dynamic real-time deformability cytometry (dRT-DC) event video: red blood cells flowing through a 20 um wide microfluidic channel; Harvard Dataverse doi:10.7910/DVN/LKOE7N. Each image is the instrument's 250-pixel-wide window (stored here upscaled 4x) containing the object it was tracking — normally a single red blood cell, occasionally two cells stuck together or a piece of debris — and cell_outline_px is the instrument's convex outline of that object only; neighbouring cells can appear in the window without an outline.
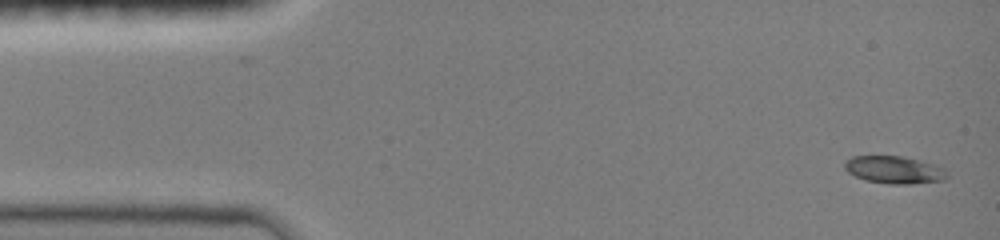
{"species": "common noctule bat (a hibernating species)", "species_latin": "Nyctalus noctula", "temperature_condition": "room temperature", "stored_images_in_passage": 47, "camera_frame_rate_fps": 3000, "um_per_image_px": 0.085, "animal": {"sex": "female", "body_mass_g": 19.0, "forearm_length_mm": 51.5}, "frame": {"image": 1, "passage_image": 1, "time_ms": 0.0, "image_size_px": [1000, 240], "cell_outline_px": [[948, 176], [944, 180], [912, 184], [888, 184], [864, 180], [848, 172], [844, 168], [844, 160], [852, 156], [900, 156], [920, 160], [944, 168], [948, 172]], "centroid_in_image_um": [76.0, 14.44], "position_along_channel_um": 9.0, "area_um2": 16.53}}
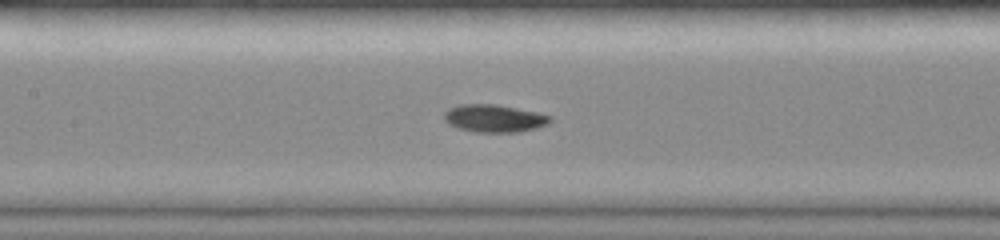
{"frame": {"image": 2, "passage_image": 21, "time_ms": 6.667, "image_size_px": [1000, 240], "cell_outline_px": [[552, 120], [548, 124], [536, 128], [520, 132], [476, 132], [460, 128], [448, 124], [444, 120], [444, 112], [448, 108], [460, 104], [496, 104], [536, 112], [552, 116]], "centroid_in_image_um": [42.01, 10.06], "position_along_channel_um": 165.4, "area_um2": 17.11}}
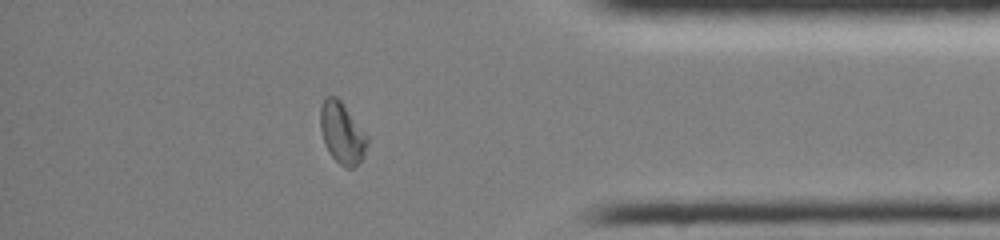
{"frame": {"image": 3, "passage_image": 40, "time_ms": 13.0, "image_size_px": [1000, 240], "cell_outline_px": [[368, 144], [364, 156], [352, 168], [344, 168], [328, 152], [324, 144], [320, 128], [320, 108], [324, 96], [336, 96], [340, 100], [368, 136]], "centroid_in_image_um": [29.06, 11.3], "position_along_channel_um": 406.1, "area_um2": 16.82}, "authors_computed_cell_mechanics": {"area_um2": 16.4152, "velocity_mm_per_s": 4.0247, "shape_relaxation_time_tau1_ms": 4.9005, "shape_relaxation_time_tau2_ms": null, "deformation_change_tau1": 0.1606, "deformation_change_tau2": null}}